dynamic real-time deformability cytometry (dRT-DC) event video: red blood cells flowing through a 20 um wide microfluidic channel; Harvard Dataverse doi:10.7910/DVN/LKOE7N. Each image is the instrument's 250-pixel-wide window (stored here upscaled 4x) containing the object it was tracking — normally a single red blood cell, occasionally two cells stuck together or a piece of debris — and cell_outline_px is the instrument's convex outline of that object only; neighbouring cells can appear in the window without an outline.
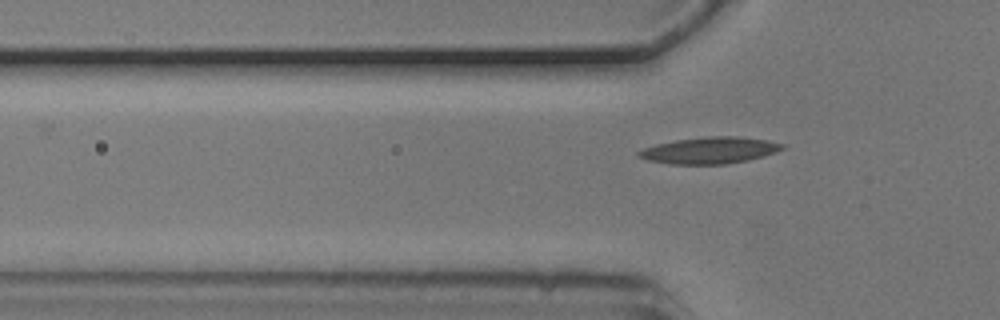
{"species": "common noctule bat (a hibernating species)", "species_latin": "Nyctalus noctula", "temperature_condition": "cold", "stored_images_in_passage": 8, "camera_frame_rate_fps": 3000, "um_per_image_px": 0.085, "animal": {"sex": "male", "body_mass_g": 20.5, "forearm_length_mm": 52.5}, "frame": {"image": 1, "passage_image": 8, "time_ms": 2.333, "image_size_px": [1000, 320], "cell_outline_px": [[784, 148], [776, 152], [764, 156], [748, 160], [724, 164], [672, 164], [648, 160], [636, 156], [636, 152], [644, 148], [656, 144], [676, 140], [708, 136], [736, 136], [768, 140], [784, 144]], "centroid_in_image_um": [60.32, 12.78], "position_along_channel_um": 65.5, "area_um2": 22.2}}